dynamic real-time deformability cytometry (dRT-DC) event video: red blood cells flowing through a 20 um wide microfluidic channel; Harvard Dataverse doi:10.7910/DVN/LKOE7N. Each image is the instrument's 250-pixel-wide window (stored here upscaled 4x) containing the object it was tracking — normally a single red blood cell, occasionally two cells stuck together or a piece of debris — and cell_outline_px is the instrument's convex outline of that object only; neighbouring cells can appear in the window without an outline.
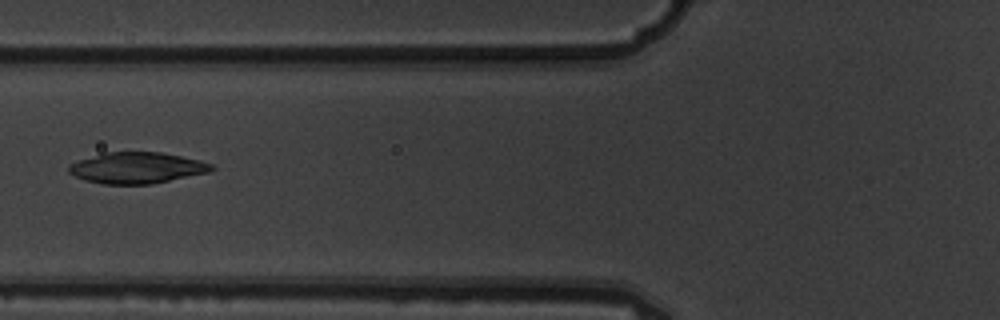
{"species": "common noctule bat (a hibernating species)", "species_latin": "Nyctalus noctula", "temperature_condition": "warm", "stored_images_in_passage": 10, "camera_frame_rate_fps": 3000, "um_per_image_px": 0.085, "animal": {"sex": "male", "body_mass_g": 19.5, "forearm_length_mm": 54.6}, "frame": {"image": 1, "passage_image": 6, "time_ms": 1.667, "image_size_px": [1000, 320], "cell_outline_px": [[216, 168], [208, 172], [152, 184], [104, 184], [84, 180], [68, 172], [68, 164], [104, 152], [160, 152], [200, 160], [212, 164]], "centroid_in_image_um": [11.63, 14.27], "position_along_channel_um": 114.2, "area_um2": 25.78}}
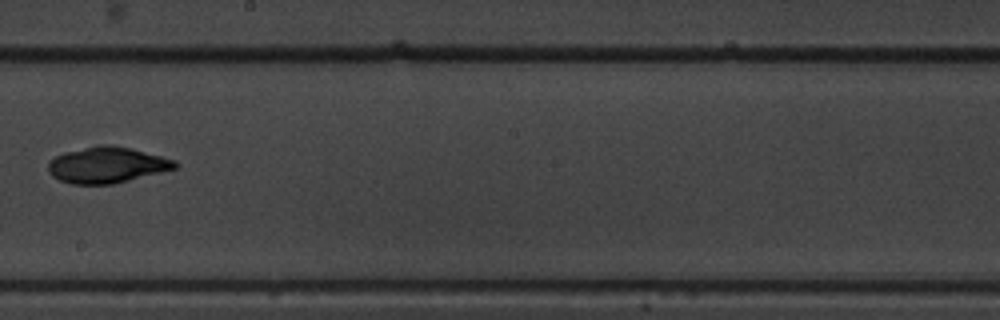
{"frame": {"image": 2, "passage_image": 9, "time_ms": 2.667, "image_size_px": [1000, 320], "cell_outline_px": [[180, 164], [176, 168], [112, 184], [72, 184], [60, 180], [52, 176], [48, 172], [48, 164], [56, 156], [64, 152], [104, 144], [108, 144], [132, 148], [176, 160]], "centroid_in_image_um": [9.1, 14.02], "position_along_channel_um": 239.1, "area_um2": 26.41}}
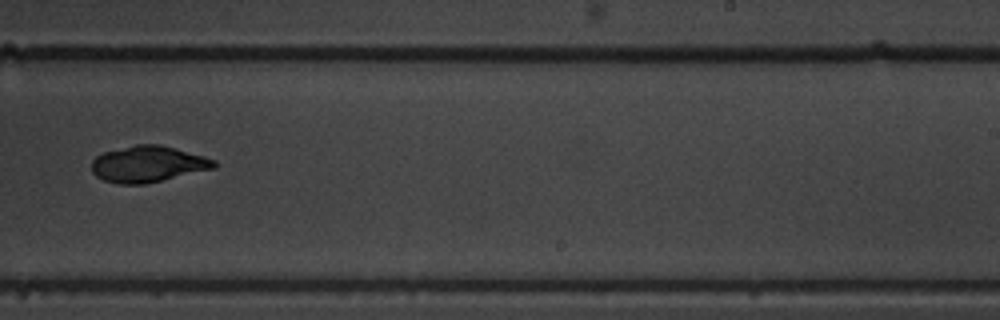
{"frame": {"image": 3, "passage_image": 10, "time_ms": 3.0, "image_size_px": [1000, 320], "cell_outline_px": [[216, 168], [144, 184], [116, 184], [104, 180], [96, 176], [92, 172], [92, 160], [96, 156], [104, 152], [136, 144], [160, 144], [176, 148], [204, 156], [216, 160]], "centroid_in_image_um": [12.58, 13.94], "position_along_channel_um": 276.4, "area_um2": 25.89}}